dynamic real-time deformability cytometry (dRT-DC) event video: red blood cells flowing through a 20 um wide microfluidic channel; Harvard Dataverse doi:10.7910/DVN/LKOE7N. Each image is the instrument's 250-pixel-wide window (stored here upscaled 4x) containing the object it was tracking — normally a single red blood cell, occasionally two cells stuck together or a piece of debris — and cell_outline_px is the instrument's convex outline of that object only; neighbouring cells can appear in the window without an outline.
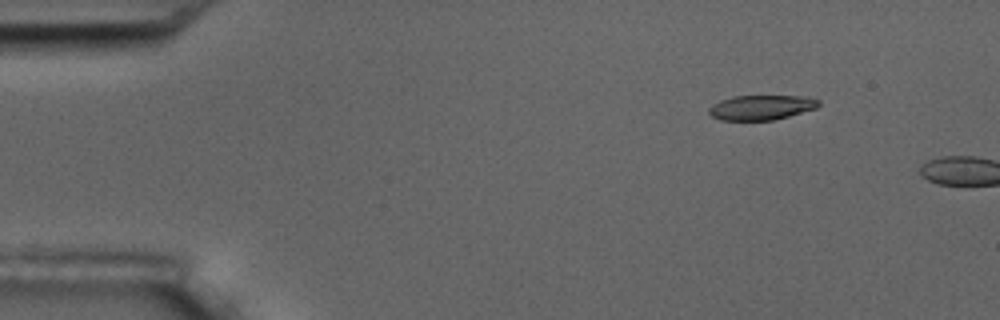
{"species": "common noctule bat (a hibernating species)", "species_latin": "Nyctalus noctula", "temperature_condition": "room temperature", "stored_images_in_passage": 3, "camera_frame_rate_fps": 3000, "um_per_image_px": 0.085, "animal": {"sex": "male", "body_mass_g": 17.5, "forearm_length_mm": 52.3}, "frame": {"image": 1, "passage_image": 2, "time_ms": 1.0, "image_size_px": [1000, 320], "cell_outline_px": [[820, 104], [816, 108], [788, 116], [772, 120], [720, 120], [712, 116], [708, 112], [708, 108], [712, 104], [720, 100], [732, 96], [808, 96], [820, 100]], "centroid_in_image_um": [64.69, 9.12], "position_along_channel_um": 20.3, "area_um2": 15.9}}